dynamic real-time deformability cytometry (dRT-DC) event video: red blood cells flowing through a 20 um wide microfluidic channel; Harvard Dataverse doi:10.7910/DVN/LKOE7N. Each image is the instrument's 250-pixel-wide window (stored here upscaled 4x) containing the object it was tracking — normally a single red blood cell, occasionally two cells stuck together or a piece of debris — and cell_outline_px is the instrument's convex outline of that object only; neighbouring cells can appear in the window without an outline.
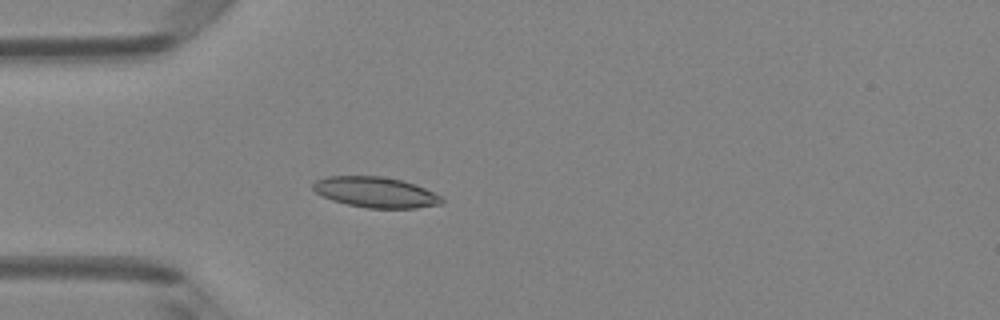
{"species": "Egyptian fruit bat (a non-hibernating species)", "species_latin": "Rousettus aegyptiacus", "temperature_condition": "room temperature", "stored_images_in_passage": 4, "camera_frame_rate_fps": 3000, "um_per_image_px": 0.085, "animal": {"sex": "female"}, "frame": {"image": 1, "passage_image": 4, "time_ms": 1.0, "image_size_px": [1000, 320], "cell_outline_px": [[444, 204], [416, 208], [368, 208], [348, 204], [332, 200], [320, 196], [312, 188], [312, 184], [316, 180], [328, 176], [380, 176], [400, 180], [416, 184], [440, 196], [444, 200]], "centroid_in_image_um": [31.92, 16.34], "position_along_channel_um": 53.1, "area_um2": 22.95}}